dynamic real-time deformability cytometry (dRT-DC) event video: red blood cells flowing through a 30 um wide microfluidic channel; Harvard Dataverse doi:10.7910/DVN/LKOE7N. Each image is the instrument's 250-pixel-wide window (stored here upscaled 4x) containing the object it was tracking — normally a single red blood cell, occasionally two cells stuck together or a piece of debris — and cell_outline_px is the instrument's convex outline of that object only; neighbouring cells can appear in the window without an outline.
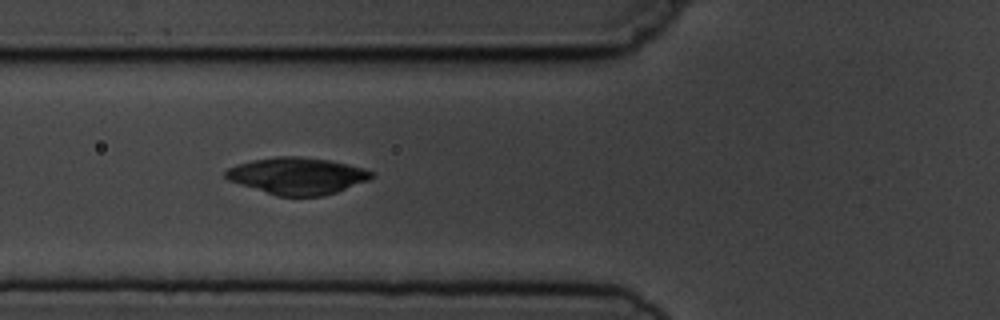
{"species": "common noctule bat (a hibernating species)", "species_latin": "Nyctalus noctula", "temperature_condition": "cold", "stored_images_in_passage": 7, "camera_frame_rate_fps": 3000, "um_per_image_px": 0.085, "animal": {"sex": "male", "body_mass_g": 19.5, "forearm_length_mm": 54.6}, "frame": {"image": 1, "passage_image": 6, "time_ms": 6.667, "image_size_px": [1000, 320], "cell_outline_px": [[376, 176], [368, 180], [336, 192], [324, 196], [276, 196], [228, 180], [224, 176], [224, 172], [228, 168], [236, 164], [252, 160], [276, 156], [300, 156], [328, 160], [348, 164], [364, 168], [372, 172]], "centroid_in_image_um": [25.25, 14.94], "position_along_channel_um": 100.5, "area_um2": 31.33}}
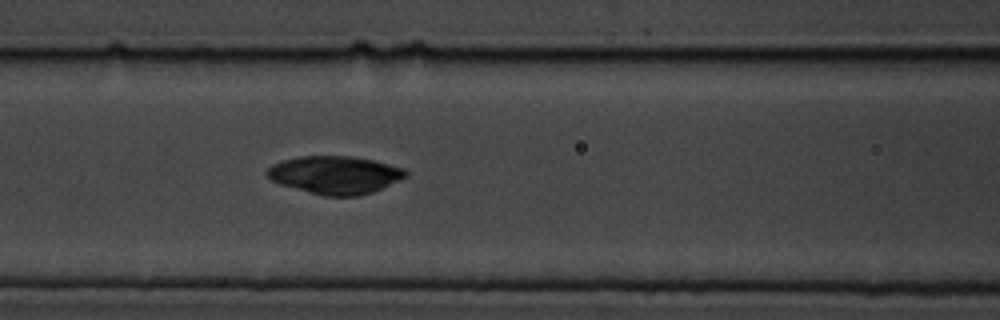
{"frame": {"image": 2, "passage_image": 7, "time_ms": 7.667, "image_size_px": [1000, 320], "cell_outline_px": [[408, 176], [400, 180], [372, 192], [356, 196], [324, 196], [280, 184], [272, 180], [264, 172], [272, 164], [284, 160], [300, 156], [352, 156], [372, 160], [404, 168], [408, 172]], "centroid_in_image_um": [28.48, 14.86], "position_along_channel_um": 138.1, "area_um2": 30.46}}